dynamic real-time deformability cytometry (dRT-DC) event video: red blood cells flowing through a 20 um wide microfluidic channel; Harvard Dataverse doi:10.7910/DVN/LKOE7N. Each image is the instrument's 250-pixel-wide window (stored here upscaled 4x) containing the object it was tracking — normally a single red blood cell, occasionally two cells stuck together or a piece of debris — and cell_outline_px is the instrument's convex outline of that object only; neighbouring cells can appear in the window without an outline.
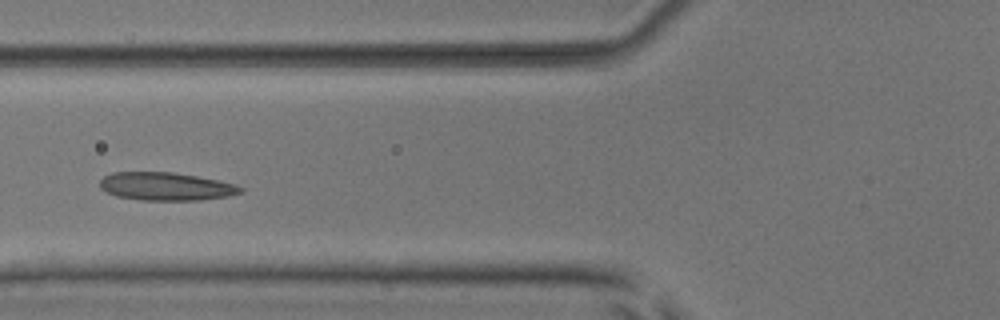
{"species": "common noctule bat (a hibernating species)", "species_latin": "Nyctalus noctula", "temperature_condition": "room temperature", "stored_images_in_passage": 5, "camera_frame_rate_fps": 3000, "um_per_image_px": 0.085, "animal": {"sex": "male", "body_mass_g": 17.9, "forearm_length_mm": 54.2}, "frame": {"image": 1, "passage_image": 5, "time_ms": 5.333, "image_size_px": [1000, 320], "cell_outline_px": [[244, 192], [228, 196], [200, 200], [140, 200], [116, 196], [100, 188], [100, 180], [104, 176], [112, 172], [172, 172], [196, 176], [236, 184], [244, 188]], "centroid_in_image_um": [14.11, 15.85], "position_along_channel_um": 111.7, "area_um2": 23.0}}